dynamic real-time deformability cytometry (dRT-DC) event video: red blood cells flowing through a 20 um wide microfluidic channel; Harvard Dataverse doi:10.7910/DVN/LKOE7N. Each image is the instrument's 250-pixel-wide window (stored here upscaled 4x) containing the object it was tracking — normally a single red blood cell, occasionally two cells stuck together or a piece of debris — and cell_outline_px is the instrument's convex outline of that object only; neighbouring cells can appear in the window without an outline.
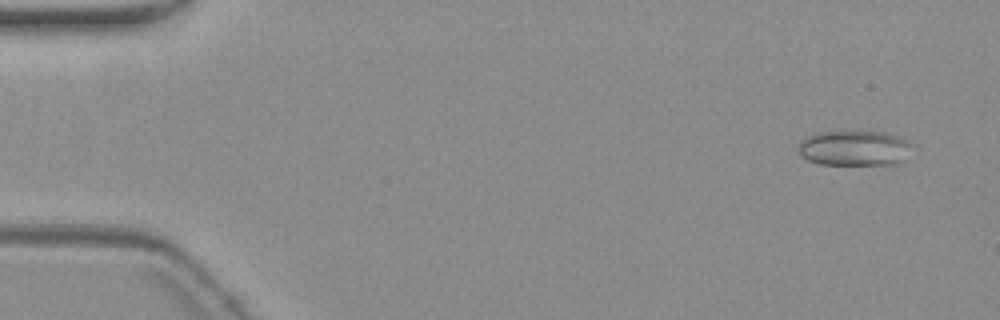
{"species": "common noctule bat (a hibernating species)", "species_latin": "Nyctalus noctula", "temperature_condition": "warm", "stored_images_in_passage": 5, "camera_frame_rate_fps": 3000, "um_per_image_px": 0.085, "animal": {"sex": "female", "body_mass_g": 19.3, "forearm_length_mm": 54.1}, "frame": {"image": 1, "passage_image": 1, "time_ms": 0.0, "image_size_px": [1000, 320], "cell_outline_px": [[912, 144], [904, 160], [900, 164], [820, 164], [808, 160], [800, 152], [800, 144], [808, 136], [820, 132], [892, 132], [908, 140]], "centroid_in_image_um": [72.71, 12.59], "position_along_channel_um": 12.3, "area_um2": 23.12}}
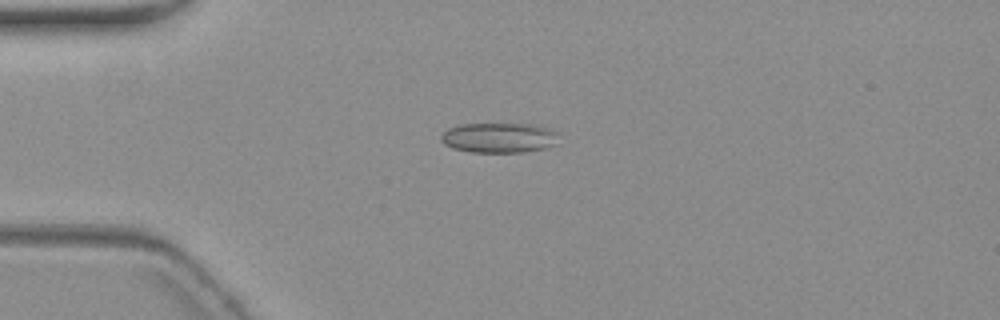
{"frame": {"image": 2, "passage_image": 4, "time_ms": 3.667, "image_size_px": [1000, 320], "cell_outline_px": [[556, 144], [544, 148], [520, 152], [472, 152], [452, 148], [444, 144], [440, 140], [440, 136], [448, 128], [460, 124], [532, 124], [548, 128], [556, 132]], "centroid_in_image_um": [42.37, 11.7], "position_along_channel_um": 42.6, "area_um2": 20.46}}